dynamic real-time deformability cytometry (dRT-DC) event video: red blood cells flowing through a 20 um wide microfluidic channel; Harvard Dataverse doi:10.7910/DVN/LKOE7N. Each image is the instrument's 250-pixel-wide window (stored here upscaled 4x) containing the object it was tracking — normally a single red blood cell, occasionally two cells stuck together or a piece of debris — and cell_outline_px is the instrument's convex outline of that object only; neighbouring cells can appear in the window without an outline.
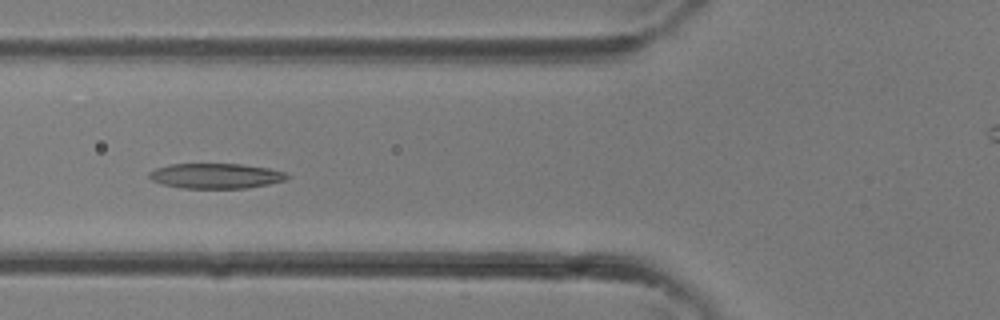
{"species": "common noctule bat (a hibernating species)", "species_latin": "Nyctalus noctula", "temperature_condition": "room temperature", "stored_images_in_passage": 30, "camera_frame_rate_fps": 3000, "um_per_image_px": 0.085, "animal": {"sex": "female"}, "frame": {"image": 1, "passage_image": 9, "time_ms": 2.667, "image_size_px": [1000, 320], "cell_outline_px": [[292, 176], [288, 180], [268, 184], [244, 188], [184, 188], [164, 184], [152, 180], [148, 176], [148, 172], [156, 168], [172, 164], [240, 164], [268, 168], [284, 172]], "centroid_in_image_um": [18.38, 14.95], "position_along_channel_um": 107.4, "area_um2": 20.11}}
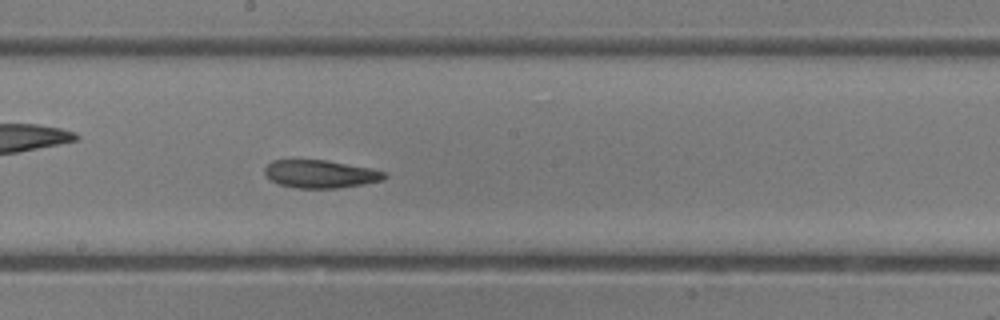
{"frame": {"image": 2, "passage_image": 15, "time_ms": 4.667, "image_size_px": [1000, 320], "cell_outline_px": [[388, 176], [384, 180], [364, 184], [340, 188], [296, 188], [280, 184], [268, 180], [264, 176], [264, 168], [272, 160], [328, 160], [372, 168], [388, 172]], "centroid_in_image_um": [27.26, 14.79], "position_along_channel_um": 220.9, "area_um2": 19.88}}
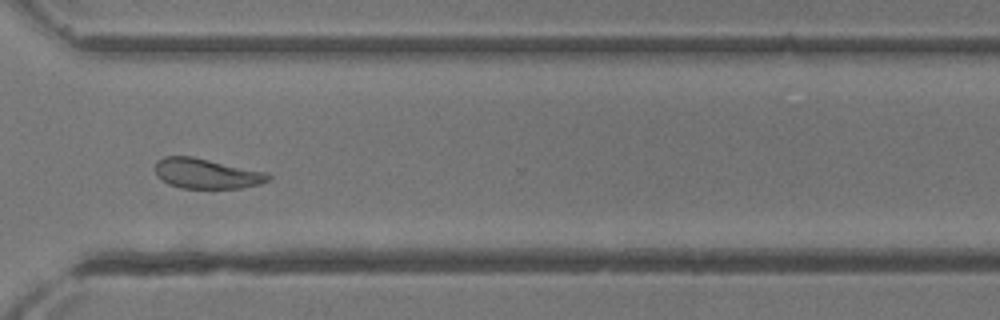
{"frame": {"image": 3, "passage_image": 22, "time_ms": 7.0, "image_size_px": [1000, 320], "cell_outline_px": [[272, 176], [268, 180], [260, 184], [240, 188], [180, 188], [168, 184], [156, 176], [156, 160], [164, 156], [192, 156], [268, 172]], "centroid_in_image_um": [17.55, 14.75], "position_along_channel_um": 353.0, "area_um2": 20.0}}